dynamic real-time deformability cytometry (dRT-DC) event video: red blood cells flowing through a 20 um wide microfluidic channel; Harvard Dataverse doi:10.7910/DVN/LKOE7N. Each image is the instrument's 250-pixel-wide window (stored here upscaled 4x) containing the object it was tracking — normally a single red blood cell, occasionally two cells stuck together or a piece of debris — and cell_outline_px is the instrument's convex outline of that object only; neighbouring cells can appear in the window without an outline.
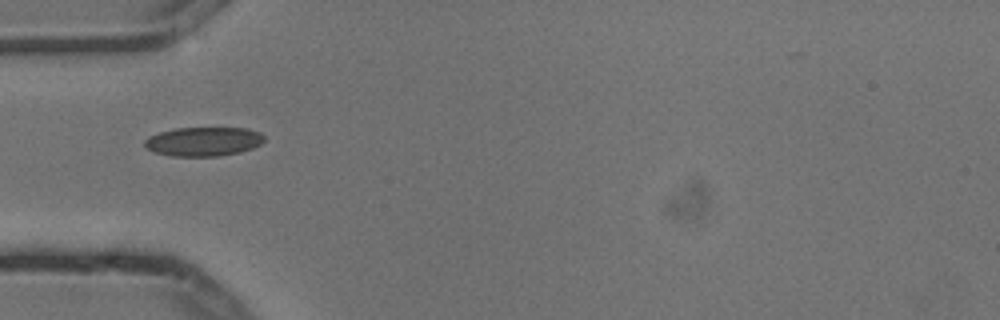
{"species": "common noctule bat (a hibernating species)", "species_latin": "Nyctalus noctula", "temperature_condition": "cold", "stored_images_in_passage": 9, "camera_frame_rate_fps": 3000, "um_per_image_px": 0.085, "animal": {"sex": "male", "body_mass_g": 13.3}, "frame": {"image": 1, "passage_image": 6, "time_ms": 1.667, "image_size_px": [1000, 320], "cell_outline_px": [[264, 140], [260, 144], [252, 148], [240, 152], [216, 156], [172, 156], [156, 152], [148, 148], [144, 144], [144, 140], [148, 136], [160, 132], [176, 128], [248, 128], [260, 132], [264, 136]], "centroid_in_image_um": [17.31, 12.02], "position_along_channel_um": 67.7, "area_um2": 20.17}}
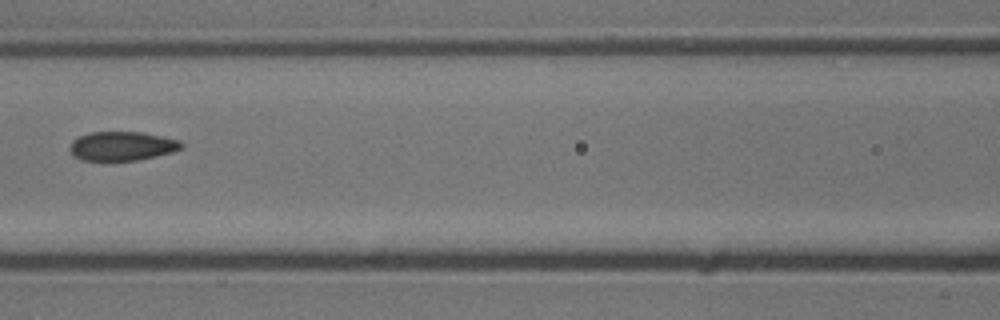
{"frame": {"image": 2, "passage_image": 8, "time_ms": 2.333, "image_size_px": [1000, 320], "cell_outline_px": [[184, 148], [172, 152], [156, 156], [136, 160], [80, 160], [72, 152], [72, 140], [88, 132], [140, 132], [180, 140], [184, 144]], "centroid_in_image_um": [10.42, 12.41], "position_along_channel_um": 156.2, "area_um2": 18.67}}
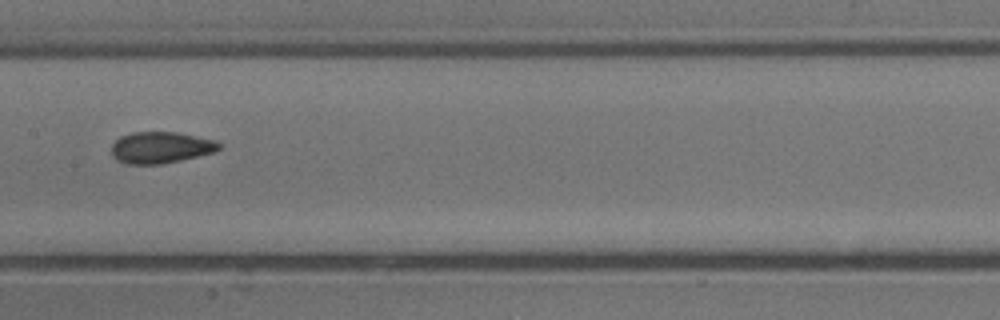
{"frame": {"image": 3, "passage_image": 9, "time_ms": 2.667, "image_size_px": [1000, 320], "cell_outline_px": [[220, 148], [216, 152], [180, 160], [160, 164], [128, 164], [116, 160], [112, 156], [112, 144], [120, 136], [132, 132], [176, 132], [216, 140], [220, 144]], "centroid_in_image_um": [13.66, 12.54], "position_along_channel_um": 193.7, "area_um2": 19.77}}